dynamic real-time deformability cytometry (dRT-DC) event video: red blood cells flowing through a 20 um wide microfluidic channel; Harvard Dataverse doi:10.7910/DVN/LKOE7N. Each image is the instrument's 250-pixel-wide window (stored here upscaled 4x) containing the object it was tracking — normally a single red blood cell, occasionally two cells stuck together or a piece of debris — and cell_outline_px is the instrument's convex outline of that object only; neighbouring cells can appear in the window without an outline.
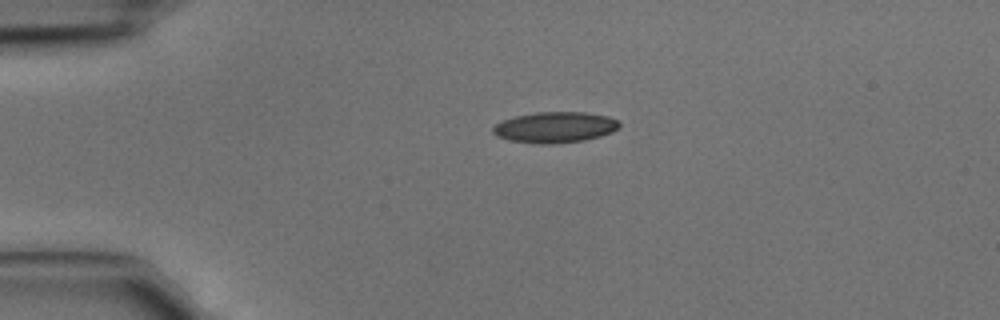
{"species": "common noctule bat (a hibernating species)", "species_latin": "Nyctalus noctula", "temperature_condition": "cold", "stored_images_in_passage": 28, "camera_frame_rate_fps": 3000, "um_per_image_px": 0.085, "animal": {"sex": "male", "body_mass_g": 15.6}, "frame": {"image": 1, "passage_image": 1, "time_ms": 0.0, "image_size_px": [1000, 320], "cell_outline_px": [[620, 124], [612, 132], [600, 136], [584, 140], [556, 144], [536, 144], [508, 140], [496, 136], [492, 132], [492, 128], [496, 124], [504, 120], [516, 116], [536, 112], [584, 112], [608, 116], [620, 120]], "centroid_in_image_um": [47.17, 10.83], "position_along_channel_um": 37.8, "area_um2": 22.83}}
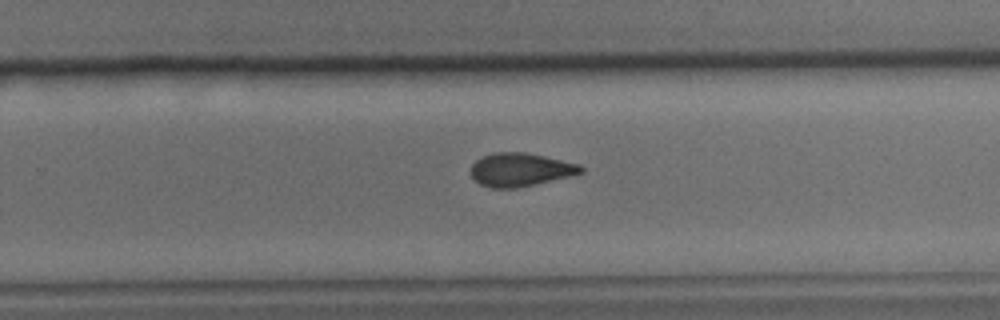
{"frame": {"image": 2, "passage_image": 20, "time_ms": 6.333, "image_size_px": [1000, 320], "cell_outline_px": [[584, 172], [572, 176], [536, 184], [516, 188], [492, 188], [480, 184], [472, 176], [472, 164], [476, 160], [484, 156], [496, 152], [524, 152], [544, 156], [580, 164], [584, 168]], "centroid_in_image_um": [44.27, 14.42], "position_along_channel_um": 285.5, "area_um2": 21.33}}
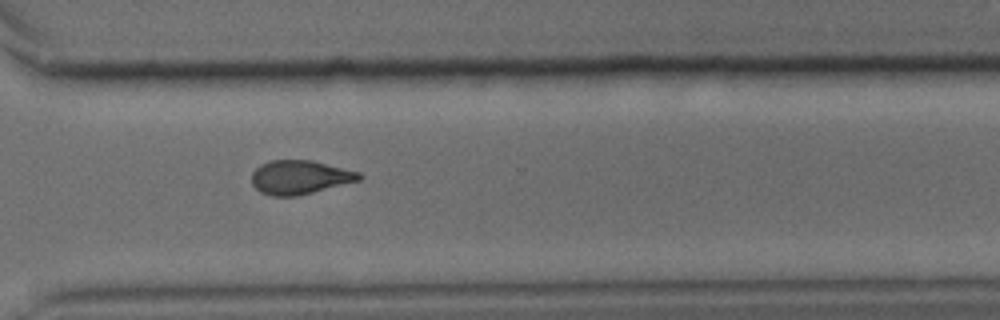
{"frame": {"image": 3, "passage_image": 24, "time_ms": 7.667, "image_size_px": [1000, 320], "cell_outline_px": [[364, 176], [360, 180], [296, 196], [268, 196], [260, 192], [252, 184], [252, 172], [260, 164], [272, 160], [312, 160], [360, 172]], "centroid_in_image_um": [25.47, 15.06], "position_along_channel_um": 345.1, "area_um2": 21.21}}